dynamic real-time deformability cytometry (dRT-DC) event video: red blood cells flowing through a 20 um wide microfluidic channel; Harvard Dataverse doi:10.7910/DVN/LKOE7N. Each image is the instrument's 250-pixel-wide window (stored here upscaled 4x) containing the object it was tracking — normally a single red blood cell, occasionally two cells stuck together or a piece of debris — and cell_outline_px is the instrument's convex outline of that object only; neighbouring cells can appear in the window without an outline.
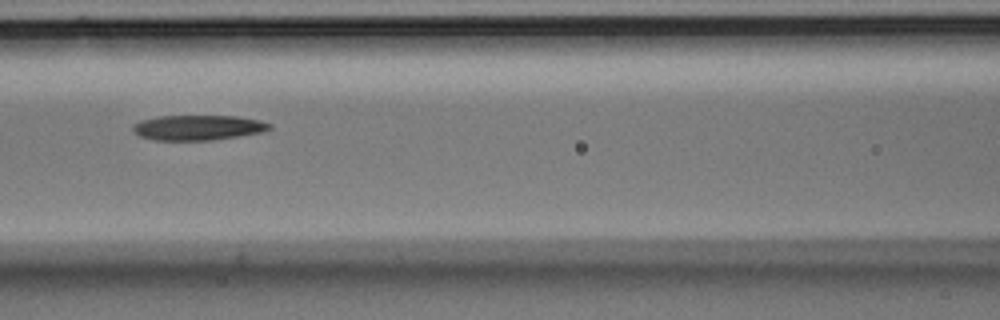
{"species": "Egyptian fruit bat (a non-hibernating species)", "species_latin": "Rousettus aegyptiacus", "temperature_condition": "room temperature", "stored_images_in_passage": 10, "camera_frame_rate_fps": 3000, "um_per_image_px": 0.085, "animal": {"sex": "male"}, "frame": {"image": 1, "passage_image": 6, "time_ms": 1.667, "image_size_px": [1000, 320], "cell_outline_px": [[272, 128], [264, 132], [240, 136], [212, 140], [152, 140], [140, 136], [132, 128], [140, 120], [160, 116], [236, 116], [260, 120], [272, 124]], "centroid_in_image_um": [16.89, 10.85], "position_along_channel_um": 149.7, "area_um2": 20.0}}
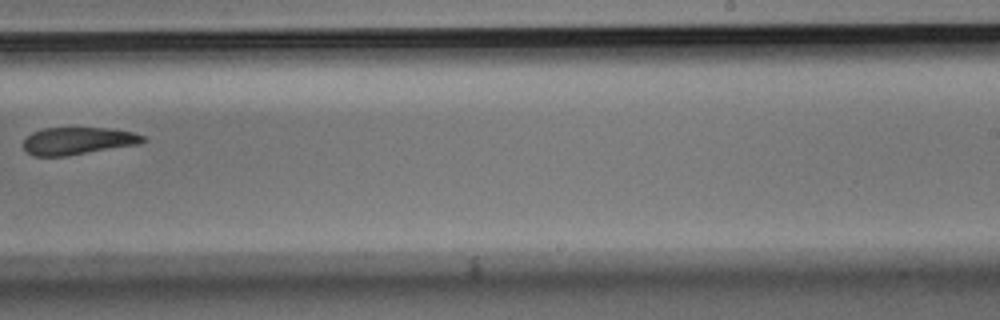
{"frame": {"image": 2, "passage_image": 9, "time_ms": 2.667, "image_size_px": [1000, 320], "cell_outline_px": [[148, 140], [140, 144], [68, 156], [32, 156], [24, 148], [24, 140], [32, 132], [44, 128], [112, 128], [132, 132], [144, 136]], "centroid_in_image_um": [6.66, 11.98], "position_along_channel_um": 282.3, "area_um2": 19.19}}
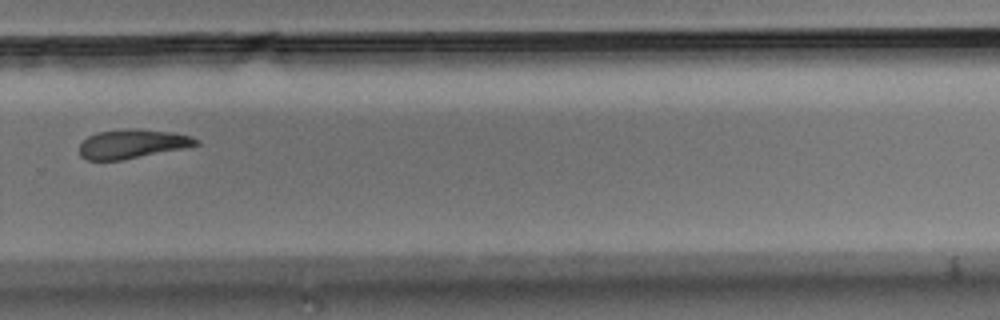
{"frame": {"image": 3, "passage_image": 10, "time_ms": 3.0, "image_size_px": [1000, 320], "cell_outline_px": [[200, 144], [184, 148], [124, 160], [88, 160], [80, 156], [80, 144], [88, 136], [96, 132], [124, 128], [136, 128], [172, 132], [192, 136], [200, 140]], "centroid_in_image_um": [11.26, 12.22], "position_along_channel_um": 318.5, "area_um2": 20.0}}